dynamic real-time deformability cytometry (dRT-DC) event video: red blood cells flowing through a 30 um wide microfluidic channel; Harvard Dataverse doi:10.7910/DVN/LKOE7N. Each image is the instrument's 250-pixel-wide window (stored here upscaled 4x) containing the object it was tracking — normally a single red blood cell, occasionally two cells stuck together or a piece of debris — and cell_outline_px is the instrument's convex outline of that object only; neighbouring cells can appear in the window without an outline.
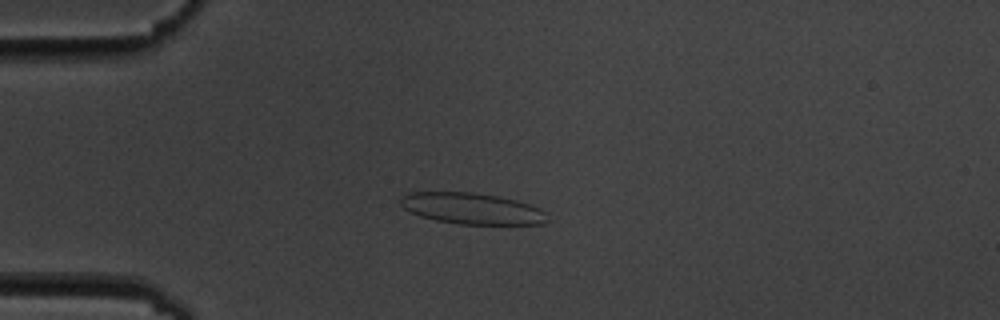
{"species": "common noctule bat (a hibernating species)", "species_latin": "Nyctalus noctula", "temperature_condition": "cold", "stored_images_in_passage": 3, "camera_frame_rate_fps": 3000, "um_per_image_px": 0.085, "animal": {"sex": "male", "body_mass_g": 19.5, "forearm_length_mm": 54.6}, "frame": {"image": 1, "passage_image": 3, "time_ms": 2.333, "image_size_px": [1000, 320], "cell_outline_px": [[548, 220], [544, 224], [460, 224], [436, 220], [420, 216], [404, 208], [400, 204], [400, 200], [408, 192], [472, 192], [496, 196], [516, 200], [540, 208], [548, 212]], "centroid_in_image_um": [40.16, 17.73], "position_along_channel_um": 44.8, "area_um2": 26.65}}